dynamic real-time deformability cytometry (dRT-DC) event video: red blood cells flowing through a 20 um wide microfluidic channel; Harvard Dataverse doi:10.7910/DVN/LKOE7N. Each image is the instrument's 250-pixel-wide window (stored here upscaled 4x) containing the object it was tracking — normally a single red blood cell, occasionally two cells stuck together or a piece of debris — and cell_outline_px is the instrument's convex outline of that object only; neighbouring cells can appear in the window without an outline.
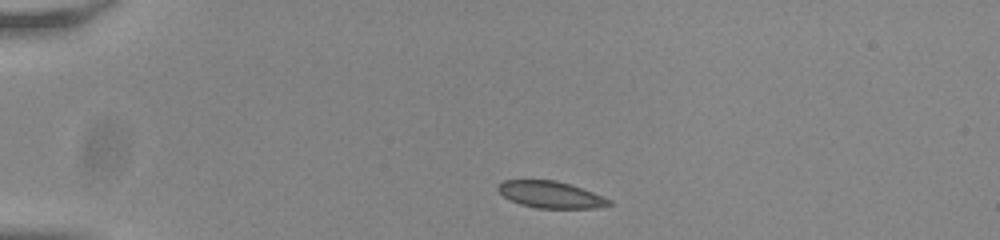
{"species": "common noctule bat (a hibernating species)", "species_latin": "Nyctalus noctula", "temperature_condition": "room temperature", "stored_images_in_passage": 43, "camera_frame_rate_fps": 3000, "um_per_image_px": 0.085, "animal": {"sex": "male", "body_mass_g": 20.0, "forearm_length_mm": 53.3}, "frame": {"image": 1, "passage_image": 1, "time_ms": 0.0, "image_size_px": [1000, 240], "cell_outline_px": [[612, 204], [596, 208], [536, 208], [520, 204], [504, 196], [496, 188], [504, 180], [556, 180], [592, 192], [612, 200]], "centroid_in_image_um": [46.81, 16.55], "position_along_channel_um": 38.2, "area_um2": 17.05}}
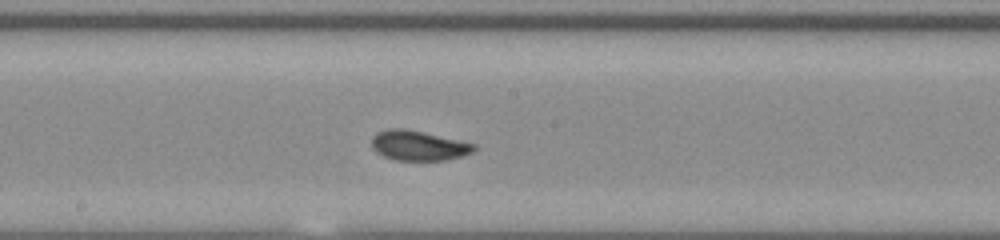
{"frame": {"image": 2, "passage_image": 19, "time_ms": 6.0, "image_size_px": [1000, 240], "cell_outline_px": [[476, 148], [472, 152], [460, 156], [444, 160], [396, 160], [384, 156], [376, 152], [372, 148], [372, 136], [376, 132], [388, 128], [404, 128], [476, 144]], "centroid_in_image_um": [35.52, 12.36], "position_along_channel_um": 212.7, "area_um2": 17.69}}
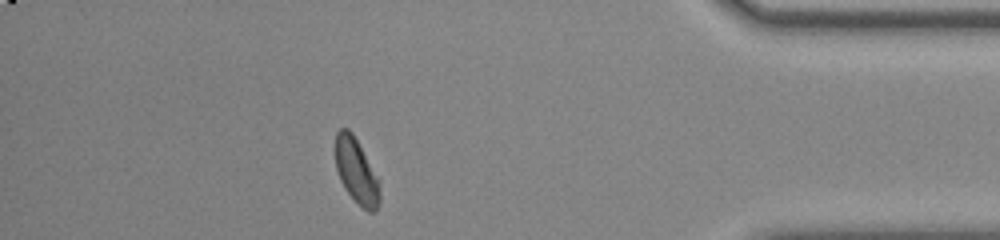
{"frame": {"image": 3, "passage_image": 37, "time_ms": 12.0, "image_size_px": [1000, 240], "cell_outline_px": [[380, 200], [376, 212], [368, 212], [344, 188], [340, 180], [336, 168], [336, 132], [340, 128], [348, 128], [352, 132], [380, 180]], "centroid_in_image_um": [30.32, 14.55], "position_along_channel_um": 404.9, "area_um2": 16.76}, "authors_computed_cell_mechanics": {"area_um2": 17.3978, "velocity_mm_per_s": 3.7871, "shape_relaxation_time_tau1_ms": 2.8907, "shape_relaxation_time_tau2_ms": null, "deformation_change_tau1": 0.1138, "deformation_change_tau2": null}}